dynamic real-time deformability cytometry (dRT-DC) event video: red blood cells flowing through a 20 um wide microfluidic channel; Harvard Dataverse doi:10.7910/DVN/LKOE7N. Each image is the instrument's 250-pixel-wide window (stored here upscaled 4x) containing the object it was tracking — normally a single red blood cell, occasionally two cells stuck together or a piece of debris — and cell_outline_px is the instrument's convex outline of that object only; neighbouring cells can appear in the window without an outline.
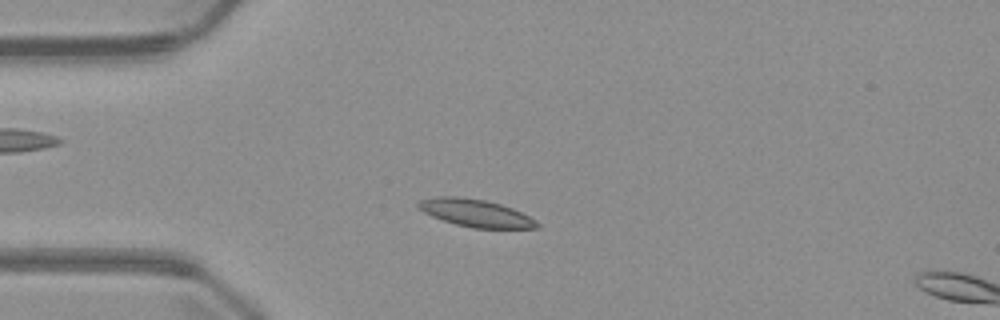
{"species": "common noctule bat (a hibernating species)", "species_latin": "Nyctalus noctula", "temperature_condition": "warm", "stored_images_in_passage": 4, "camera_frame_rate_fps": 3000, "um_per_image_px": 0.085, "animal": {"sex": "male", "body_mass_g": 23.1, "forearm_length_mm": 52.7}, "frame": {"image": 1, "passage_image": 3, "time_ms": 2.333, "image_size_px": [1000, 320], "cell_outline_px": [[540, 228], [472, 228], [456, 224], [432, 216], [424, 212], [416, 204], [420, 200], [436, 196], [456, 196], [484, 200], [500, 204], [512, 208], [536, 220], [540, 224]], "centroid_in_image_um": [40.44, 18.11], "position_along_channel_um": 44.6, "area_um2": 18.84}}